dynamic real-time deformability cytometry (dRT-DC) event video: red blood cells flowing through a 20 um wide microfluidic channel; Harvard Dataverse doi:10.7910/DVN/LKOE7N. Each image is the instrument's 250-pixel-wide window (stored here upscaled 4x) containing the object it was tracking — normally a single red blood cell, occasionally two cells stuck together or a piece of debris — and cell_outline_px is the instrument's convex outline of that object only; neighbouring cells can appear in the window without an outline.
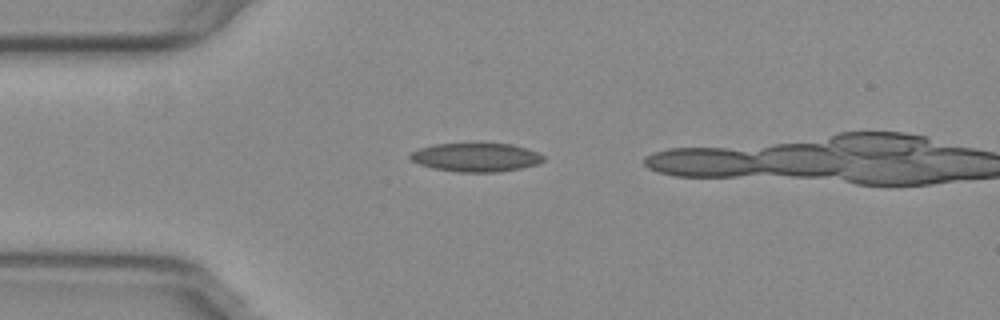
{"species": "common noctule bat (a hibernating species)", "species_latin": "Nyctalus noctula", "temperature_condition": "warm", "stored_images_in_passage": 36, "camera_frame_rate_fps": 3000, "um_per_image_px": 0.085, "animal": {"sex": "female", "body_mass_g": 29.2, "forearm_length_mm": 56.3}, "frame": {"image": 1, "passage_image": 6, "time_ms": 1.667, "image_size_px": [1000, 320], "cell_outline_px": [[544, 160], [540, 164], [500, 172], [456, 172], [432, 168], [420, 164], [412, 160], [408, 156], [412, 152], [420, 148], [436, 144], [512, 144], [540, 152], [544, 156]], "centroid_in_image_um": [40.5, 13.38], "position_along_channel_um": 44.5, "area_um2": 22.25}}
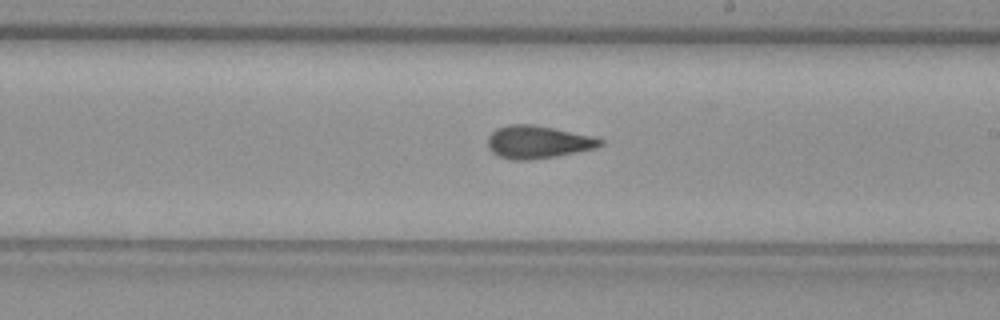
{"frame": {"image": 2, "passage_image": 23, "time_ms": 7.333, "image_size_px": [1000, 320], "cell_outline_px": [[604, 144], [596, 148], [556, 156], [528, 160], [508, 160], [492, 152], [488, 148], [488, 136], [496, 128], [508, 124], [532, 124], [596, 136], [604, 140]], "centroid_in_image_um": [45.73, 12.07], "position_along_channel_um": 243.3, "area_um2": 21.68}}
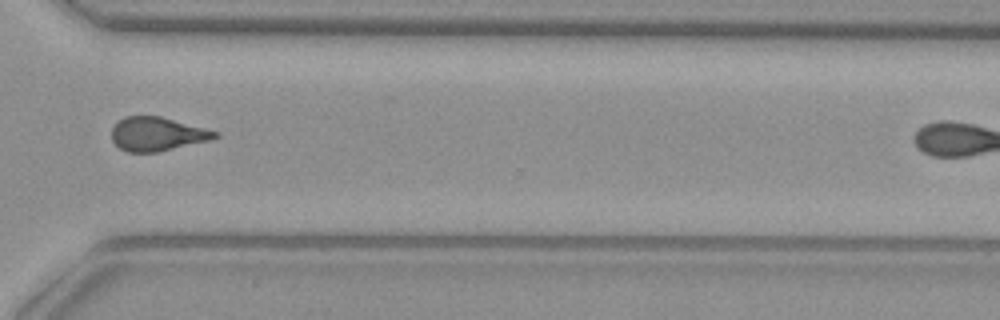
{"frame": {"image": 3, "passage_image": 32, "time_ms": 10.333, "image_size_px": [1000, 320], "cell_outline_px": [[220, 136], [208, 140], [156, 152], [128, 152], [120, 148], [112, 140], [112, 128], [124, 116], [160, 116], [220, 132]], "centroid_in_image_um": [13.36, 11.38], "position_along_channel_um": 357.2, "area_um2": 20.06}}